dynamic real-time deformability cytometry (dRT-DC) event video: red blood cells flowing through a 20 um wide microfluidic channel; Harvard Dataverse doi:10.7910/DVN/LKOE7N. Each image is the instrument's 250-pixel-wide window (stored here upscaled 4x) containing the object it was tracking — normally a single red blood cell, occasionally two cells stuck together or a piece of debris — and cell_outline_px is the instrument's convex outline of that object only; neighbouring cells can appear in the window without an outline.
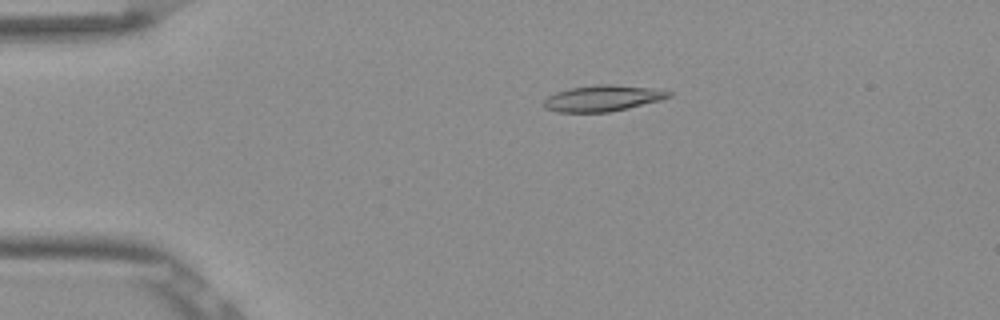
{"species": "Egyptian fruit bat (a non-hibernating species)", "species_latin": "Rousettus aegyptiacus", "temperature_condition": "room temperature", "stored_images_in_passage": 52, "camera_frame_rate_fps": 3000, "um_per_image_px": 0.085, "frame": {"image": 1, "passage_image": 11, "time_ms": 3.333, "image_size_px": [1000, 320], "cell_outline_px": [[672, 96], [660, 100], [628, 108], [608, 112], [556, 112], [544, 108], [540, 104], [548, 96], [556, 92], [568, 88], [596, 84], [612, 84], [652, 88], [672, 92]], "centroid_in_image_um": [51.17, 8.35], "position_along_channel_um": 33.8, "area_um2": 19.13}}
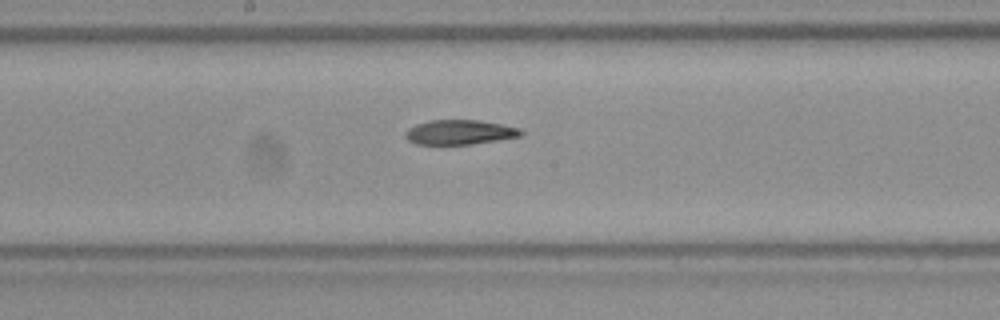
{"frame": {"image": 2, "passage_image": 28, "time_ms": 9.0, "image_size_px": [1000, 320], "cell_outline_px": [[524, 136], [500, 140], [472, 144], [416, 144], [408, 140], [404, 136], [404, 132], [408, 128], [416, 124], [432, 120], [480, 120], [520, 128], [524, 132]], "centroid_in_image_um": [39.1, 11.24], "position_along_channel_um": 209.1, "area_um2": 16.76}}
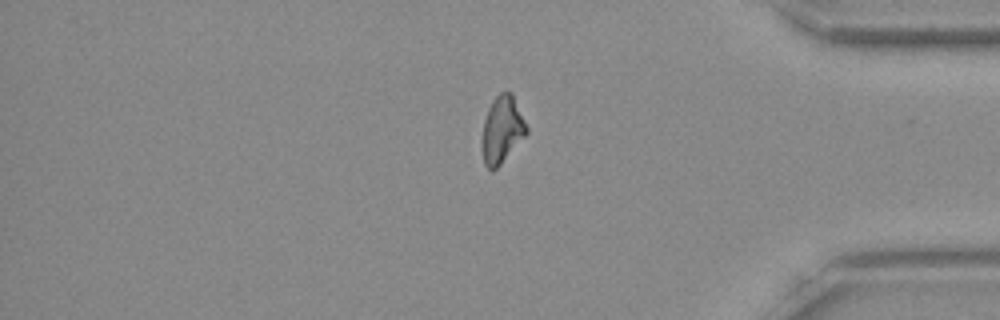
{"frame": {"image": 3, "passage_image": 44, "time_ms": 14.333, "image_size_px": [1000, 320], "cell_outline_px": [[528, 132], [500, 164], [492, 172], [484, 164], [480, 144], [484, 120], [488, 108], [492, 100], [504, 88], [512, 92], [528, 128]], "centroid_in_image_um": [42.64, 10.99], "position_along_channel_um": 392.6, "area_um2": 17.63}}